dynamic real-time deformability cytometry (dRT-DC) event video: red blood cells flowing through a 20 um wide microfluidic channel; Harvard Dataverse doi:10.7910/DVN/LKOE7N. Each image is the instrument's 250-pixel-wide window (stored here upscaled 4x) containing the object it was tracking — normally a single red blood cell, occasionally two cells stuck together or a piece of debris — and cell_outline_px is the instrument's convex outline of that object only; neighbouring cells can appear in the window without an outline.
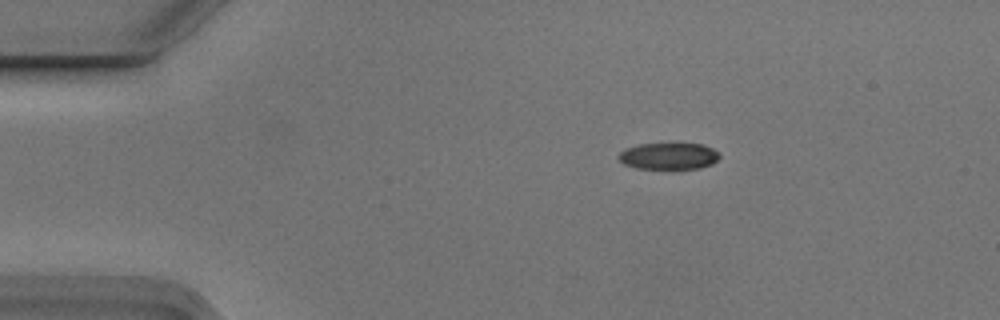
{"species": "Egyptian fruit bat (a non-hibernating species)", "species_latin": "Rousettus aegyptiacus", "temperature_condition": "cold", "stored_images_in_passage": 4, "camera_frame_rate_fps": 3000, "um_per_image_px": 0.085, "animal": {"sex": "male"}, "frame": {"image": 1, "passage_image": 2, "time_ms": 0.333, "image_size_px": [1000, 320], "cell_outline_px": [[720, 156], [712, 164], [700, 168], [680, 172], [676, 172], [636, 168], [624, 164], [616, 156], [624, 148], [640, 144], [700, 144], [712, 148], [720, 152]], "centroid_in_image_um": [56.84, 13.33], "position_along_channel_um": 28.2, "area_um2": 16.53}}
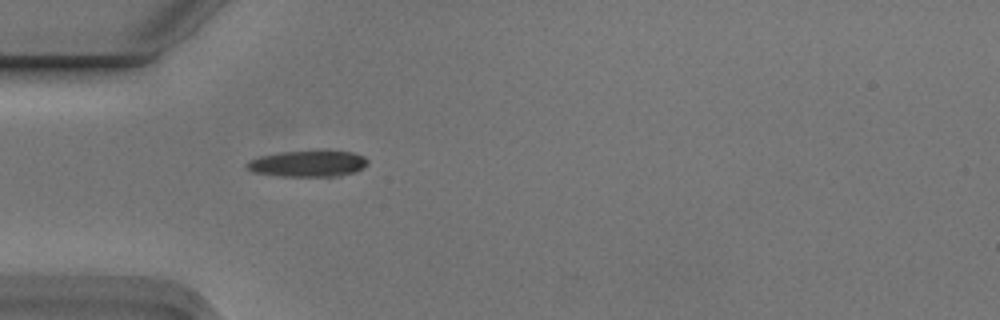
{"frame": {"image": 2, "passage_image": 4, "time_ms": 1.0, "image_size_px": [1000, 320], "cell_outline_px": [[368, 164], [364, 168], [356, 172], [340, 176], [280, 176], [252, 172], [244, 168], [244, 164], [248, 160], [260, 156], [280, 152], [316, 148], [352, 152], [364, 156], [368, 160]], "centroid_in_image_um": [26.18, 13.87], "position_along_channel_um": 58.8, "area_um2": 19.48}}